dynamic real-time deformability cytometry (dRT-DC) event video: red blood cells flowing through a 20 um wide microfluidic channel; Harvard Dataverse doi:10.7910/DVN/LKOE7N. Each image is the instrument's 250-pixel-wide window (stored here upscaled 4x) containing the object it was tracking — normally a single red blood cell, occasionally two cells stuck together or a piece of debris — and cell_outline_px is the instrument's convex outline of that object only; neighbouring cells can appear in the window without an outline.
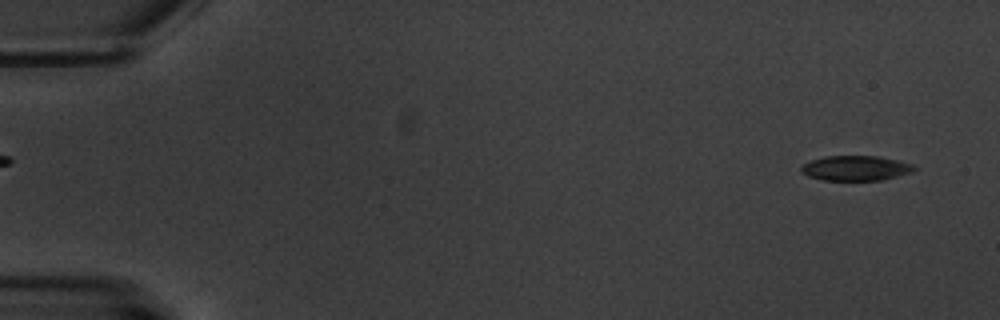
{"species": "common noctule bat (a hibernating species)", "species_latin": "Nyctalus noctula", "temperature_condition": "warm", "stored_images_in_passage": 7, "segment_of_instrument_passage": [2, 2], "camera_frame_rate_fps": 3000, "um_per_image_px": 0.085, "animal": {"sex": "male", "body_mass_g": 20.1, "forearm_length_mm": 53.5}, "frame": {"image": 1, "passage_image": 7, "time_ms": 7.333, "image_size_px": [1000, 320], "cell_outline_px": [[916, 168], [912, 172], [880, 180], [824, 180], [808, 176], [800, 172], [800, 168], [804, 164], [812, 160], [824, 156], [876, 156], [896, 160], [912, 164]], "centroid_in_image_um": [72.7, 14.29], "position_along_channel_um": 12.3, "area_um2": 16.24}}